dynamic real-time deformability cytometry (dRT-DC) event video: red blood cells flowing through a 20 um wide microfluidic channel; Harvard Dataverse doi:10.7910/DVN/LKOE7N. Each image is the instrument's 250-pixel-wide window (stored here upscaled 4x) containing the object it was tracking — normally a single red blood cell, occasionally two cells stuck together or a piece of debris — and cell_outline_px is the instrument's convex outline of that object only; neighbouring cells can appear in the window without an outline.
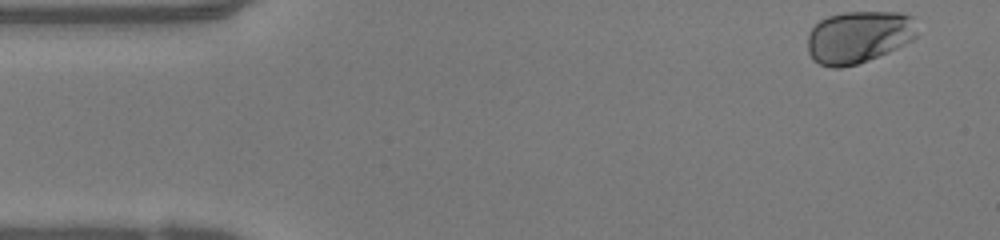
{"species": "human", "species_latin": "Homo sapiens", "temperature_condition": "warm", "stored_images_in_passage": 46, "camera_frame_rate_fps": 3000, "um_per_image_px": 0.085, "donor": {"sex": "female"}, "frame": {"image": 1, "passage_image": 1, "time_ms": 0.0, "image_size_px": [1000, 240], "cell_outline_px": [[916, 36], [912, 40], [888, 52], [868, 60], [856, 64], [840, 68], [832, 68], [820, 64], [812, 60], [808, 52], [808, 32], [820, 20], [828, 16], [844, 12], [900, 12], [912, 16], [916, 32]], "centroid_in_image_um": [72.94, 3.14], "position_along_channel_um": 12.1, "area_um2": 33.35}}
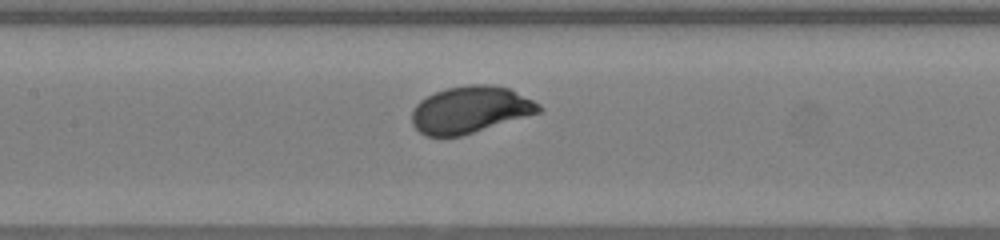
{"frame": {"image": 2, "passage_image": 20, "time_ms": 6.333, "image_size_px": [1000, 240], "cell_outline_px": [[544, 108], [540, 112], [460, 136], [424, 136], [412, 124], [412, 108], [420, 100], [436, 92], [448, 88], [468, 84], [488, 84], [508, 88], [540, 104]], "centroid_in_image_um": [39.94, 9.32], "position_along_channel_um": 167.5, "area_um2": 34.33}}
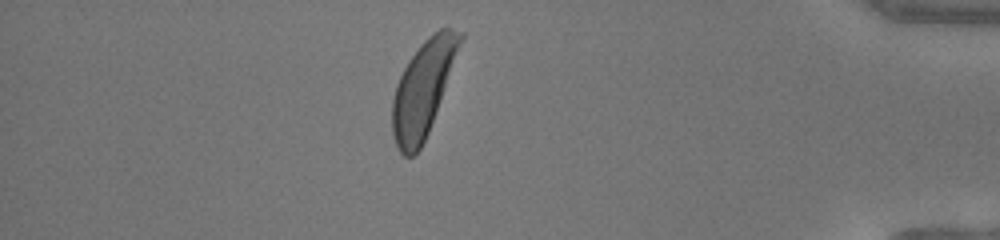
{"frame": {"image": 3, "passage_image": 40, "time_ms": 13.0, "image_size_px": [1000, 240], "cell_outline_px": [[464, 36], [428, 132], [420, 148], [412, 156], [404, 156], [400, 152], [396, 144], [392, 132], [392, 100], [396, 84], [408, 60], [420, 44], [432, 32], [440, 28], [452, 28], [464, 32]], "centroid_in_image_um": [35.95, 7.49], "position_along_channel_um": 399.3, "area_um2": 36.99}, "authors_computed_cell_mechanics": {"area_um2": 34.4777, "velocity_mm_per_s": 4.1632, "shape_relaxation_time_tau1_ms": 1.9164, "shape_relaxation_time_tau2_ms": null, "deformation_change_tau1": 0.1225, "deformation_change_tau2": null}}